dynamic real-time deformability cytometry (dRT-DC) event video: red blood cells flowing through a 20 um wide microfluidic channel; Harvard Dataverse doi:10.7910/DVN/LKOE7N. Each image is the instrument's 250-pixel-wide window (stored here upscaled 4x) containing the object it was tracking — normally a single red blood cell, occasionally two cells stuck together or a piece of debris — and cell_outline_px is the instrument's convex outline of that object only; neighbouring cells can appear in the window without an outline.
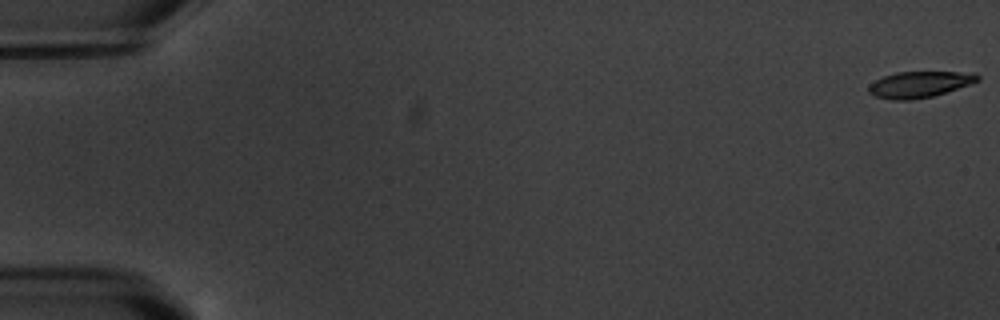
{"species": "common noctule bat (a hibernating species)", "species_latin": "Nyctalus noctula", "temperature_condition": "warm", "stored_images_in_passage": 4, "camera_frame_rate_fps": 3000, "um_per_image_px": 0.085, "animal": {"sex": "male", "body_mass_g": 20.1, "forearm_length_mm": 53.5}, "frame": {"image": 1, "passage_image": 1, "time_ms": 0.0, "image_size_px": [1000, 320], "cell_outline_px": [[980, 80], [972, 84], [932, 96], [912, 100], [892, 100], [876, 96], [868, 92], [868, 84], [884, 76], [896, 72], [976, 72], [980, 76]], "centroid_in_image_um": [78.18, 7.17], "position_along_channel_um": 6.8, "area_um2": 16.7}}